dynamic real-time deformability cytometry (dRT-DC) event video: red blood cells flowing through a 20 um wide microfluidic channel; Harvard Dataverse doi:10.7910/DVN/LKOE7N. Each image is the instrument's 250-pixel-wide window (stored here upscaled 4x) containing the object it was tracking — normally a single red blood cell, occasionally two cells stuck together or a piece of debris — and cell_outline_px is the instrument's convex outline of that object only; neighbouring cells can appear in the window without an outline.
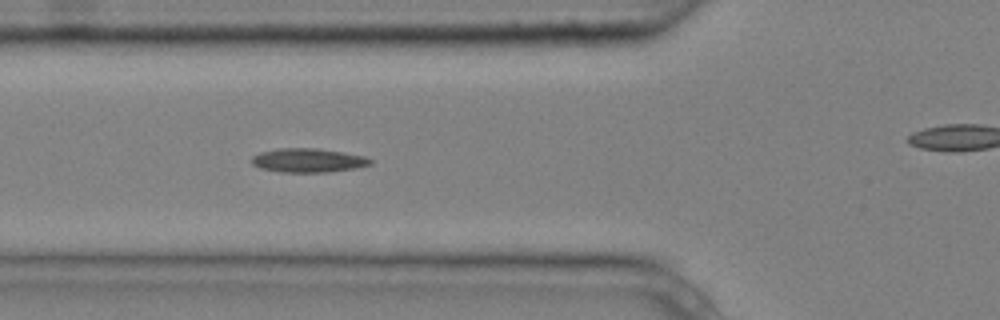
{"species": "common noctule bat (a hibernating species)", "species_latin": "Nyctalus noctula", "temperature_condition": "cold", "stored_images_in_passage": 6, "segment_of_instrument_passage": [1, 2], "camera_frame_rate_fps": 3000, "um_per_image_px": 0.085, "animal": {"sex": "male", "body_mass_g": 20.4}, "frame": {"image": 1, "passage_image": 5, "time_ms": 1.333, "image_size_px": [1000, 320], "cell_outline_px": [[372, 164], [356, 168], [328, 172], [280, 172], [260, 168], [252, 164], [252, 156], [260, 152], [280, 148], [316, 148], [364, 156], [372, 160]], "centroid_in_image_um": [26.17, 13.63], "position_along_channel_um": 99.6, "area_um2": 16.47}}